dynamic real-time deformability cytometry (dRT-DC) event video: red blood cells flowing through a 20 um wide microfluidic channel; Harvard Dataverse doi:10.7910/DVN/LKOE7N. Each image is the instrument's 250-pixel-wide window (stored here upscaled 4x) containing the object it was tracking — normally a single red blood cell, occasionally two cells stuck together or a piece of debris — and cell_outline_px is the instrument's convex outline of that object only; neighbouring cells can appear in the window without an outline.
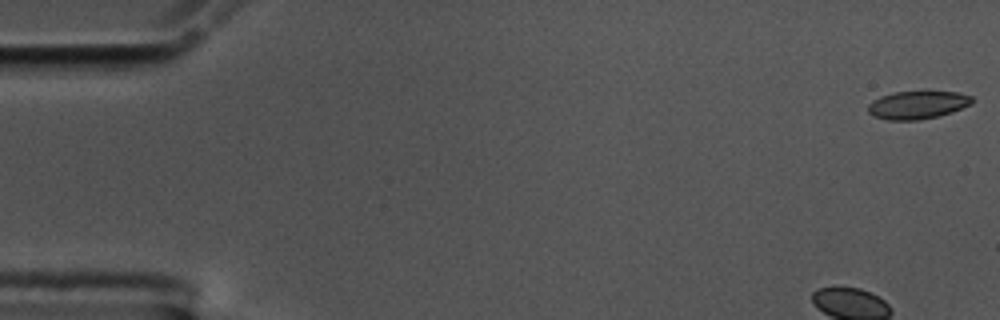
{"species": "common noctule bat (a hibernating species)", "species_latin": "Nyctalus noctula", "temperature_condition": "cold", "stored_images_in_passage": 56, "camera_frame_rate_fps": 3000, "um_per_image_px": 0.085, "animal": {"sex": "male", "body_mass_g": 17.5, "forearm_length_mm": 52.3}, "frame": {"image": 1, "passage_image": 1, "time_ms": 0.0, "image_size_px": [1000, 320], "cell_outline_px": [[972, 104], [952, 112], [920, 120], [888, 120], [876, 116], [868, 112], [868, 104], [872, 100], [880, 96], [896, 92], [924, 88], [956, 92], [972, 96]], "centroid_in_image_um": [78.01, 8.86], "position_along_channel_um": 7.0, "area_um2": 17.63}}
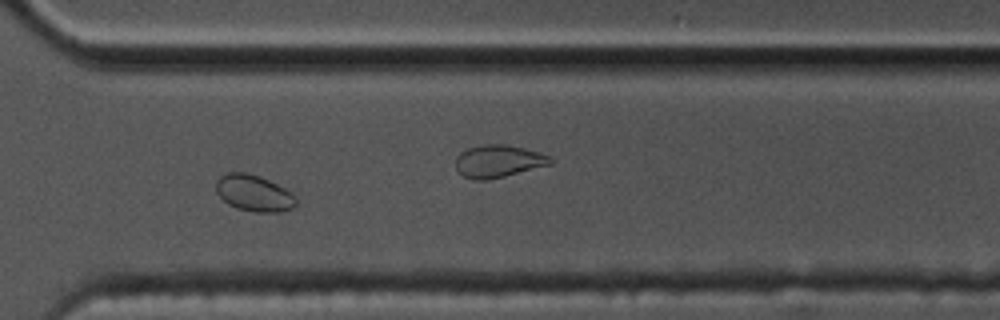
{"frame": {"image": 2, "passage_image": 40, "time_ms": 13.0, "image_size_px": [1000, 320], "cell_outline_px": [[296, 204], [292, 208], [280, 212], [256, 212], [236, 208], [228, 204], [216, 192], [216, 180], [220, 176], [228, 172], [244, 172], [260, 176], [292, 192], [296, 200]], "centroid_in_image_um": [21.57, 16.41], "position_along_channel_um": 349.0, "area_um2": 16.94}}
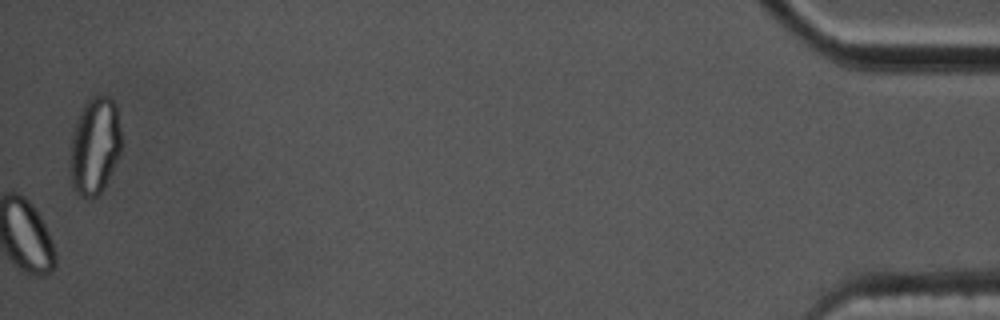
{"frame": {"image": 3, "passage_image": 56, "time_ms": 18.333, "image_size_px": [1000, 320], "cell_outline_px": [[120, 156], [100, 192], [96, 196], [80, 196], [76, 192], [72, 184], [72, 136], [80, 112], [84, 104], [92, 96], [108, 96], [116, 104], [120, 132]], "centroid_in_image_um": [8.08, 12.37], "position_along_channel_um": 427.1, "area_um2": 28.09}}